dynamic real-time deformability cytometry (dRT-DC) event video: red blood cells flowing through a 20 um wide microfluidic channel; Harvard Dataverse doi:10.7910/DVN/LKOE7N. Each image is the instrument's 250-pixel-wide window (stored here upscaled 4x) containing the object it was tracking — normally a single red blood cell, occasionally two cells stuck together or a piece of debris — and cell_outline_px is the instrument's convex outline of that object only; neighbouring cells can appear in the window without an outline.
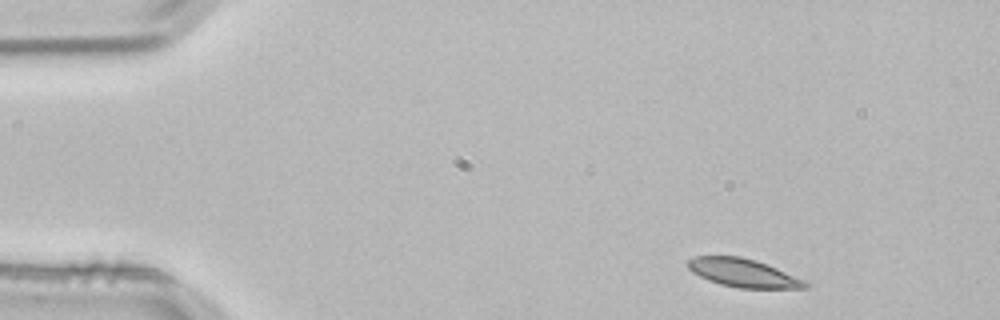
{"species": "common noctule bat (a hibernating species)", "species_latin": "Nyctalus noctula", "temperature_condition": "room temperature", "stored_images_in_passage": 3, "camera_frame_rate_fps": 3000, "um_per_image_px": 0.085, "animal": {"sex": "male", "body_mass_g": 21.5, "forearm_length_mm": 52.0}, "frame": {"image": 1, "passage_image": 1, "time_ms": 0.0, "image_size_px": [1000, 320], "cell_outline_px": [[808, 288], [736, 288], [720, 284], [708, 280], [692, 272], [688, 268], [688, 260], [692, 256], [740, 256], [756, 260], [776, 268], [804, 280], [808, 284]], "centroid_in_image_um": [63.13, 23.19], "position_along_channel_um": 21.9, "area_um2": 19.25}}
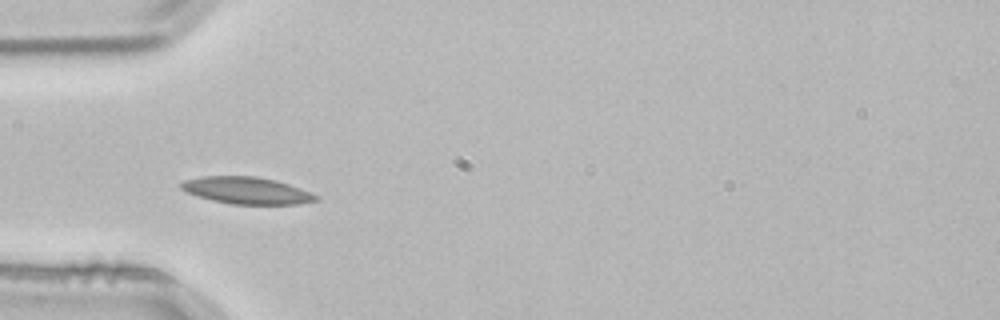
{"frame": {"image": 2, "passage_image": 3, "time_ms": 0.667, "image_size_px": [1000, 320], "cell_outline_px": [[320, 200], [300, 204], [232, 204], [212, 200], [196, 196], [184, 192], [180, 188], [180, 184], [184, 180], [200, 176], [256, 176], [276, 180], [300, 188], [320, 196]], "centroid_in_image_um": [20.96, 16.19], "position_along_channel_um": 64.0, "area_um2": 21.39}}